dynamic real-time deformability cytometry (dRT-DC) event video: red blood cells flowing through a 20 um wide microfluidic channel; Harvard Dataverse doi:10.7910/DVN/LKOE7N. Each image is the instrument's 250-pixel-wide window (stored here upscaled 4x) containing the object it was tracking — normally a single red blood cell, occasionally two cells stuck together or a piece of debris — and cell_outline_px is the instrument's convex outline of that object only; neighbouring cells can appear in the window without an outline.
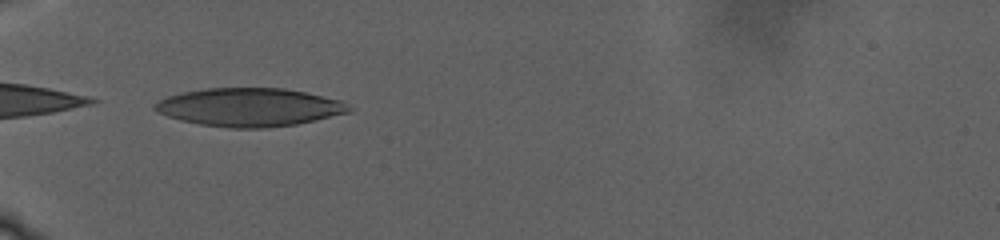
{"species": "human", "species_latin": "Homo sapiens", "temperature_condition": "warm", "stored_images_in_passage": 43, "camera_frame_rate_fps": 3000, "um_per_image_px": 0.085, "donor": {"sex": "male"}, "frame": {"image": 1, "passage_image": 1, "time_ms": 0.0, "image_size_px": [1000, 240], "cell_outline_px": [[352, 112], [316, 120], [296, 124], [264, 128], [228, 128], [200, 124], [180, 120], [156, 112], [152, 108], [152, 104], [168, 96], [184, 92], [208, 88], [284, 88], [304, 92], [340, 100], [348, 104], [352, 108]], "centroid_in_image_um": [21.2, 9.12], "position_along_channel_um": 63.8, "area_um2": 43.35}}
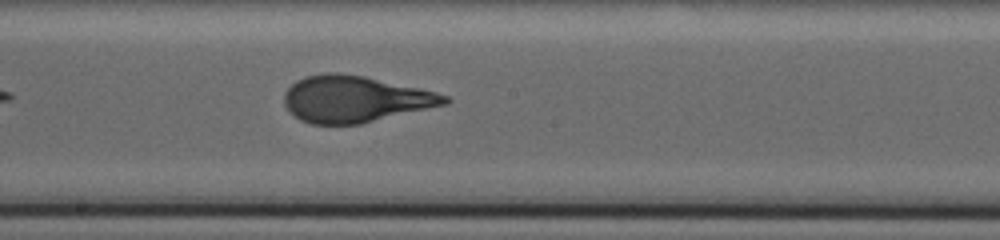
{"frame": {"image": 2, "passage_image": 23, "time_ms": 7.667, "image_size_px": [1000, 240], "cell_outline_px": [[452, 100], [448, 104], [360, 124], [312, 124], [300, 120], [288, 112], [284, 104], [284, 92], [296, 80], [304, 76], [328, 72], [336, 72], [364, 76], [420, 88], [436, 92], [448, 96]], "centroid_in_image_um": [30.16, 8.42], "position_along_channel_um": 218.0, "area_um2": 43.7}}
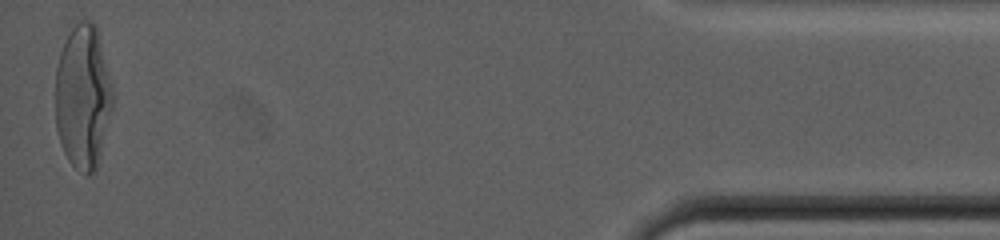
{"frame": {"image": 3, "passage_image": 43, "time_ms": 20.333, "image_size_px": [1000, 240], "cell_outline_px": [[112, 108], [100, 156], [96, 168], [88, 176], [76, 168], [68, 160], [60, 144], [56, 128], [56, 68], [60, 52], [72, 28], [80, 20], [92, 20], [96, 24], [112, 84]], "centroid_in_image_um": [7.05, 8.23], "position_along_channel_um": 428.1, "area_um2": 47.97}, "authors_computed_cell_mechanics": {"area_um2": 43.35, "velocity_mm_per_s": 2.1941, "shape_relaxation_time_tau1_ms": 11.3696, "shape_relaxation_time_tau2_ms": null, "deformation_change_tau1": 0.3016, "deformation_change_tau2": null}}